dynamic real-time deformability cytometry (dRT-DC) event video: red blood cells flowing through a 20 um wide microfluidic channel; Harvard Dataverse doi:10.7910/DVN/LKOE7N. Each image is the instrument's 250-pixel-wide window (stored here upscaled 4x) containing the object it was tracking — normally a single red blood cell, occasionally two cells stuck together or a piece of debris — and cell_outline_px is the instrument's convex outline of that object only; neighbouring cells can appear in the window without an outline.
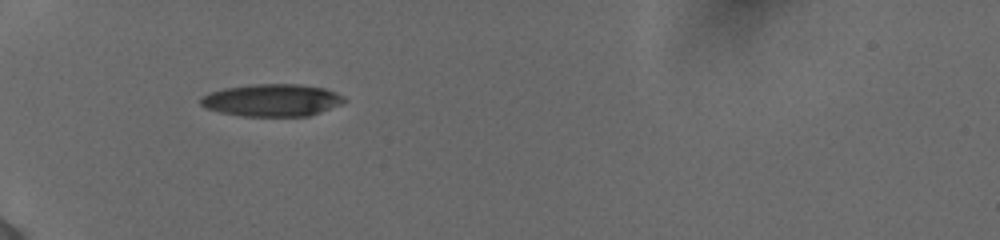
{"species": "human", "species_latin": "Homo sapiens", "temperature_condition": "cold", "stored_images_in_passage": 36, "camera_frame_rate_fps": 3000, "um_per_image_px": 0.085, "donor": {"sex": "female"}, "frame": {"image": 1, "passage_image": 1, "time_ms": 0.0, "image_size_px": [1000, 240], "cell_outline_px": [[348, 100], [340, 104], [320, 112], [308, 116], [244, 116], [220, 112], [208, 108], [200, 104], [200, 96], [208, 92], [224, 88], [256, 84], [300, 84], [324, 88], [336, 92], [344, 96]], "centroid_in_image_um": [23.12, 8.51], "position_along_channel_um": 61.9, "area_um2": 27.05}}
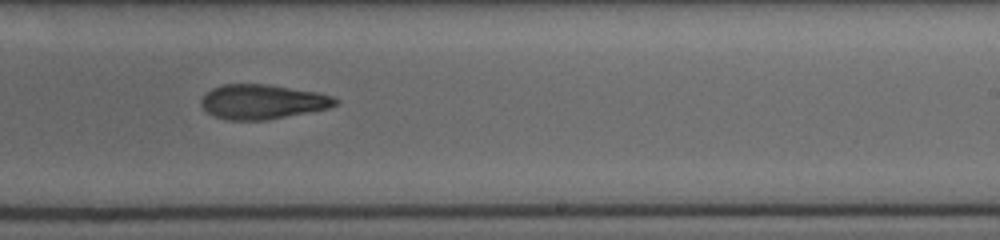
{"frame": {"image": 2, "passage_image": 18, "time_ms": 5.667, "image_size_px": [1000, 240], "cell_outline_px": [[340, 104], [328, 108], [264, 120], [228, 120], [216, 116], [208, 112], [200, 104], [200, 100], [212, 88], [224, 84], [264, 84], [316, 92], [332, 96], [340, 100]], "centroid_in_image_um": [22.32, 8.64], "position_along_channel_um": 266.7, "area_um2": 26.7}}
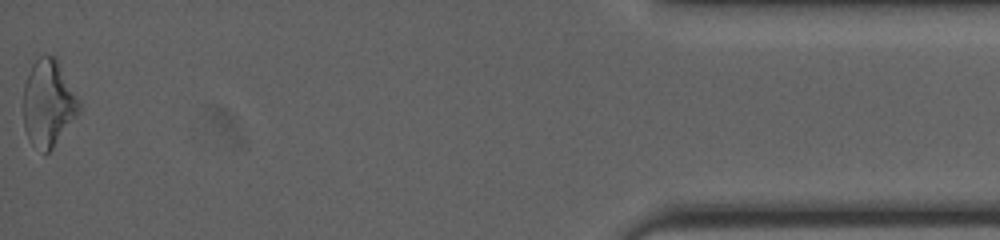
{"frame": {"image": 3, "passage_image": 36, "time_ms": 11.667, "image_size_px": [1000, 240], "cell_outline_px": [[80, 112], [52, 148], [44, 156], [32, 144], [24, 128], [24, 84], [32, 64], [40, 56], [52, 56], [56, 60], [80, 100]], "centroid_in_image_um": [4.1, 8.82], "position_along_channel_um": 431.1, "area_um2": 27.8}, "authors_computed_cell_mechanics": {"area_um2": 27.7729, "velocity_mm_per_s": 3.9042, "shape_relaxation_time_tau1_ms": null, "shape_relaxation_time_tau2_ms": 5.1425, "deformation_change_tau1": null, "deformation_change_tau2": 0.1585}}